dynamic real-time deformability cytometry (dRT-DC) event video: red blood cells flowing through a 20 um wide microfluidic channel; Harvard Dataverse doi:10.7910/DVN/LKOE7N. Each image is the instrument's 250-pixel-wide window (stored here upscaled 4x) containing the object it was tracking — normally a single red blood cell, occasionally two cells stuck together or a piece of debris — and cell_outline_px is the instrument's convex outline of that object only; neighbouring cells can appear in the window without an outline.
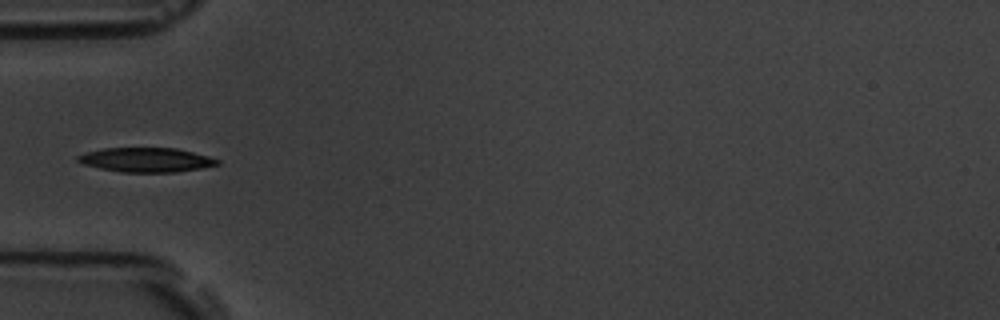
{"species": "common noctule bat (a hibernating species)", "species_latin": "Nyctalus noctula", "temperature_condition": "room temperature", "stored_images_in_passage": 8, "camera_frame_rate_fps": 3000, "um_per_image_px": 0.085, "animal": {"sex": "male", "body_mass_g": 19.5, "forearm_length_mm": 54.6}, "frame": {"image": 1, "passage_image": 1, "time_ms": 0.0, "image_size_px": [1000, 320], "cell_outline_px": [[220, 164], [200, 168], [176, 172], [120, 172], [100, 168], [84, 164], [76, 160], [76, 156], [88, 152], [104, 148], [176, 148], [208, 156], [220, 160]], "centroid_in_image_um": [12.43, 13.59], "position_along_channel_um": 72.6, "area_um2": 19.65}}
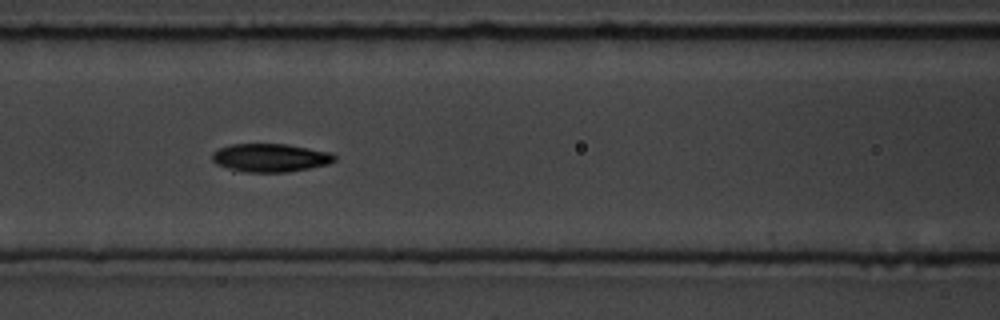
{"frame": {"image": 2, "passage_image": 3, "time_ms": 2.0, "image_size_px": [1000, 320], "cell_outline_px": [[336, 160], [328, 164], [288, 172], [232, 172], [216, 164], [212, 160], [212, 152], [220, 148], [232, 144], [288, 144], [332, 152], [336, 156]], "centroid_in_image_um": [22.95, 13.42], "position_along_channel_um": 143.7, "area_um2": 20.52}}
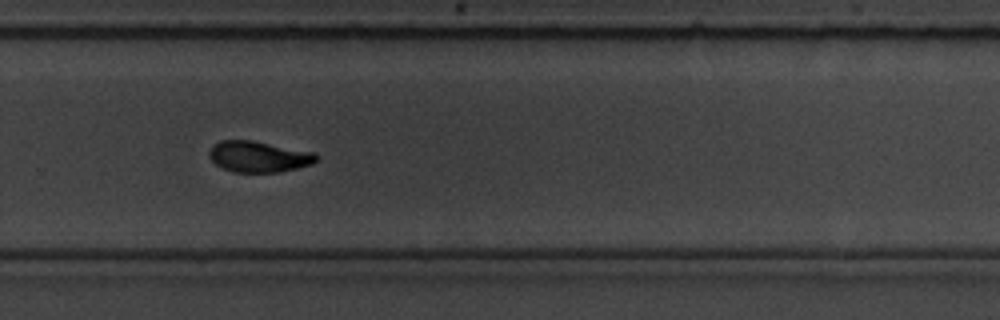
{"frame": {"image": 3, "passage_image": 7, "time_ms": 6.667, "image_size_px": [1000, 320], "cell_outline_px": [[316, 160], [312, 164], [280, 172], [232, 172], [216, 164], [208, 156], [208, 152], [212, 144], [220, 140], [252, 140], [316, 152]], "centroid_in_image_um": [21.96, 13.3], "position_along_channel_um": 307.8, "area_um2": 19.48}}